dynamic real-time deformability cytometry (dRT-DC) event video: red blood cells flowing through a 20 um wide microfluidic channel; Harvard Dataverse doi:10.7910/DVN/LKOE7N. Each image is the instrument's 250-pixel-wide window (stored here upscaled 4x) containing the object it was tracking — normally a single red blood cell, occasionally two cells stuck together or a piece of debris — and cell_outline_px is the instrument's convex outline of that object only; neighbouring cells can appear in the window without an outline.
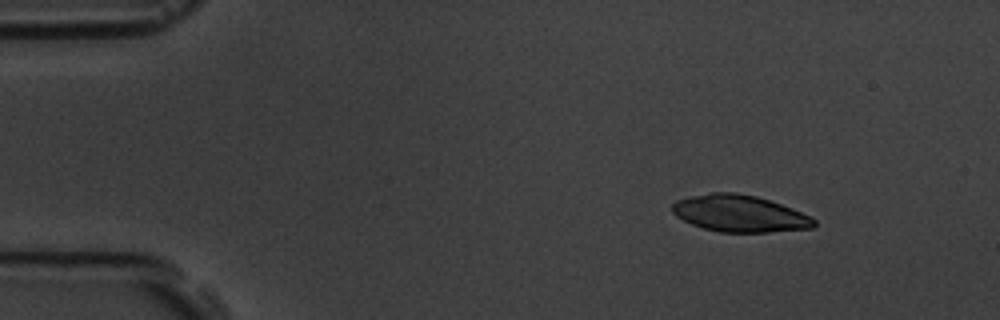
{"species": "common noctule bat (a hibernating species)", "species_latin": "Nyctalus noctula", "temperature_condition": "room temperature", "stored_images_in_passage": 4, "camera_frame_rate_fps": 3000, "um_per_image_px": 0.085, "animal": {"sex": "male", "body_mass_g": 19.5, "forearm_length_mm": 54.6}, "frame": {"image": 1, "passage_image": 1, "time_ms": 0.0, "image_size_px": [1000, 320], "cell_outline_px": [[816, 224], [812, 228], [768, 232], [720, 232], [704, 228], [692, 224], [676, 216], [672, 212], [672, 204], [676, 200], [692, 196], [712, 192], [736, 192], [756, 196], [792, 208], [816, 220]], "centroid_in_image_um": [62.85, 18.15], "position_along_channel_um": 22.2, "area_um2": 30.17}}